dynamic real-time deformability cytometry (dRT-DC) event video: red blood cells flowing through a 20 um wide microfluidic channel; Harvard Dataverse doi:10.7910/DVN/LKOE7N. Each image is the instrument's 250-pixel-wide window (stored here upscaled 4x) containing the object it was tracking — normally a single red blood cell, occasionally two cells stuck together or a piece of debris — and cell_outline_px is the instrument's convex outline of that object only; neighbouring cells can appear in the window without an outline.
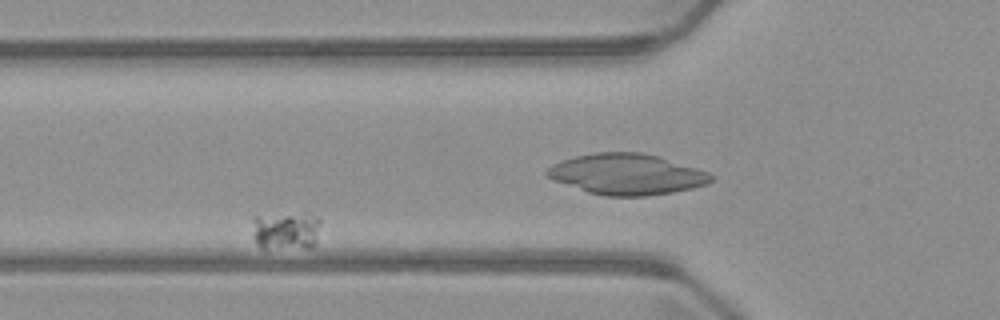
{"species": "common noctule bat (a hibernating species)", "species_latin": "Nyctalus noctula", "temperature_condition": "warm", "stored_images_in_passage": 8, "camera_frame_rate_fps": 3000, "um_per_image_px": 0.085, "animal": {"sex": "male", "body_mass_g": 23.1, "forearm_length_mm": 52.7}, "frame": {"image": 1, "passage_image": 5, "time_ms": 4.667, "image_size_px": [1000, 320], "cell_outline_px": [[320, 224], [316, 244], [312, 248], [260, 248], [256, 244], [252, 216], [304, 212], [320, 220]], "centroid_in_image_um": [24.33, 19.6], "position_along_channel_um": 101.5, "area_um2": 15.43}}
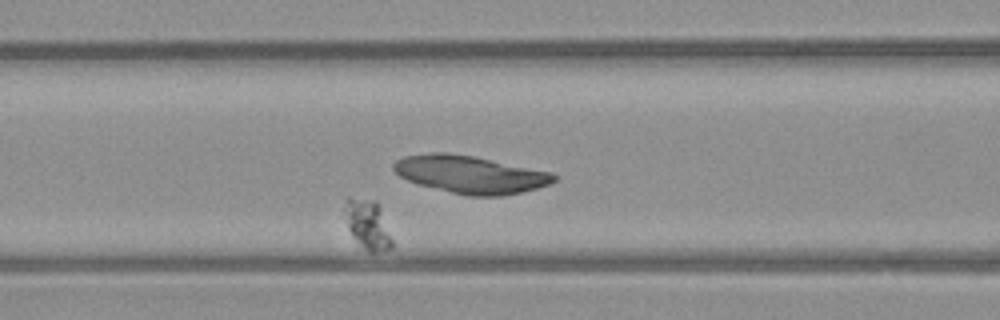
{"frame": {"image": 2, "passage_image": 6, "time_ms": 6.0, "image_size_px": [1000, 320], "cell_outline_px": [[392, 248], [384, 252], [368, 252], [352, 236], [348, 228], [348, 196], [376, 200], [380, 204], [392, 240]], "centroid_in_image_um": [31.33, 19.1], "position_along_channel_um": 135.3, "area_um2": 13.35}}
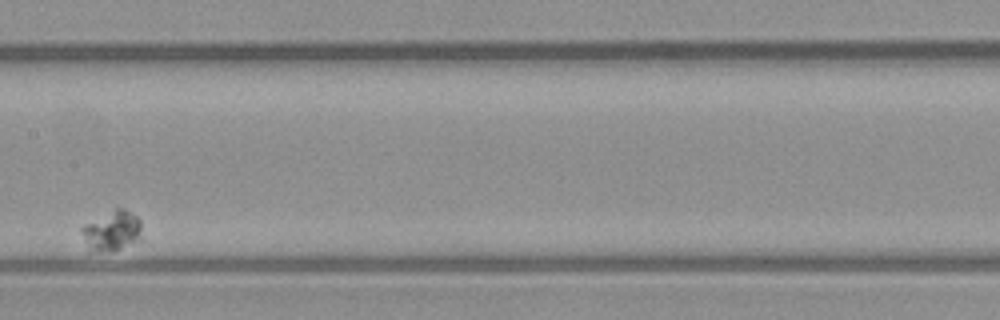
{"frame": {"image": 3, "passage_image": 8, "time_ms": 8.333, "image_size_px": [1000, 320], "cell_outline_px": [[140, 240], [120, 248], [88, 252], [80, 228], [84, 224], [116, 208], [124, 208], [136, 216], [140, 220]], "centroid_in_image_um": [9.48, 19.61], "position_along_channel_um": 197.9, "area_um2": 13.76}}